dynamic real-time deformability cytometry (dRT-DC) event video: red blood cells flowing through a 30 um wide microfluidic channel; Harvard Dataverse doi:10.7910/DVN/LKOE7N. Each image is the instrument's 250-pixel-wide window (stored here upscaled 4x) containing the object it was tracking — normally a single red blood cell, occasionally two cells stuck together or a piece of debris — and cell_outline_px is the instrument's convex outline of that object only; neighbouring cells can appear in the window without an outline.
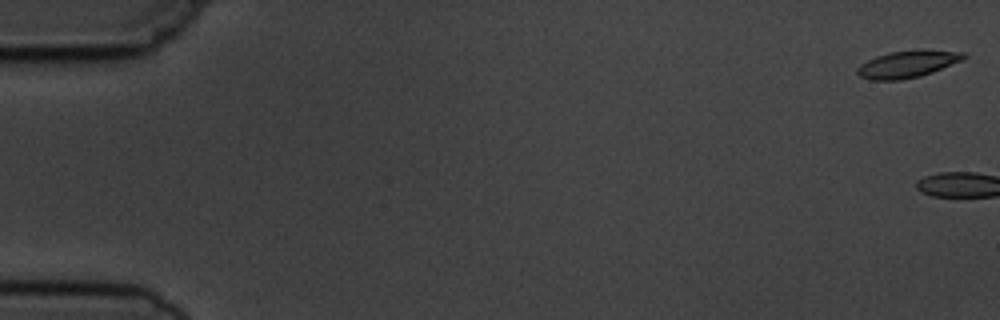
{"species": "common noctule bat (a hibernating species)", "species_latin": "Nyctalus noctula", "temperature_condition": "cold", "stored_images_in_passage": 4, "camera_frame_rate_fps": 3000, "um_per_image_px": 0.085, "animal": {"sex": "male", "body_mass_g": 19.5, "forearm_length_mm": 54.6}, "frame": {"image": 1, "passage_image": 1, "time_ms": 0.0, "image_size_px": [1000, 320], "cell_outline_px": [[968, 56], [960, 60], [932, 72], [920, 76], [900, 80], [868, 80], [860, 76], [856, 72], [856, 68], [860, 64], [876, 56], [888, 52], [916, 48], [964, 52]], "centroid_in_image_um": [77.1, 5.42], "position_along_channel_um": 7.9, "area_um2": 16.99}}